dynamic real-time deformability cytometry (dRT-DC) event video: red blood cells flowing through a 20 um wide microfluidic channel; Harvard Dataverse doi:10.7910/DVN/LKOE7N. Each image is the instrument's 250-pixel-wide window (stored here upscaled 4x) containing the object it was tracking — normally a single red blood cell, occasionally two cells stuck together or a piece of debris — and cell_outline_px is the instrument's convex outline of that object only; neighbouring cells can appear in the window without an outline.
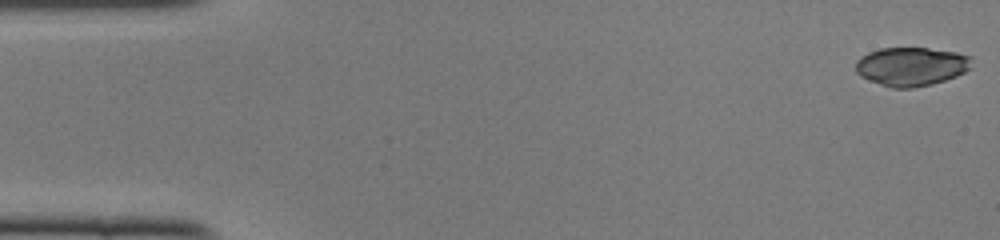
{"species": "common noctule bat (a hibernating species)", "species_latin": "Nyctalus noctula", "temperature_condition": "cold", "stored_images_in_passage": 48, "camera_frame_rate_fps": 3000, "um_per_image_px": 0.085, "animal": {"sex": "female", "body_mass_g": 22.0, "forearm_length_mm": 56.7}, "frame": {"image": 1, "passage_image": 1, "time_ms": 0.0, "image_size_px": [1000, 240], "cell_outline_px": [[972, 56], [968, 68], [964, 72], [956, 76], [932, 84], [912, 88], [892, 88], [880, 84], [860, 76], [856, 72], [856, 60], [860, 56], [868, 52], [880, 48], [928, 48], [956, 52]], "centroid_in_image_um": [77.43, 5.64], "position_along_channel_um": 7.6, "area_um2": 26.13}}
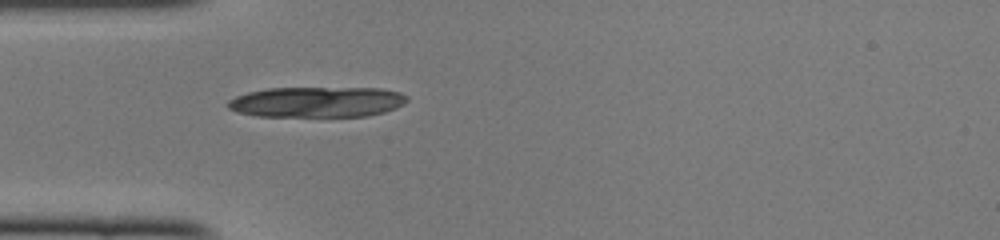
{"frame": {"image": 2, "passage_image": 14, "time_ms": 4.333, "image_size_px": [1000, 240], "cell_outline_px": [[408, 100], [404, 104], [396, 108], [384, 112], [368, 116], [256, 116], [236, 112], [228, 108], [228, 100], [236, 96], [248, 92], [268, 88], [380, 88], [400, 92], [408, 96]], "centroid_in_image_um": [26.96, 8.66], "position_along_channel_um": 58.0, "area_um2": 32.02}}